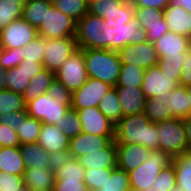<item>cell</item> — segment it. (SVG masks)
<instances>
[{
    "mask_svg": "<svg viewBox=\"0 0 191 191\" xmlns=\"http://www.w3.org/2000/svg\"><path fill=\"white\" fill-rule=\"evenodd\" d=\"M183 61L182 59H159L157 65L162 73H165L180 84Z\"/></svg>",
    "mask_w": 191,
    "mask_h": 191,
    "instance_id": "obj_48",
    "label": "cell"
},
{
    "mask_svg": "<svg viewBox=\"0 0 191 191\" xmlns=\"http://www.w3.org/2000/svg\"><path fill=\"white\" fill-rule=\"evenodd\" d=\"M125 1L126 0H97L89 5L88 12L103 17L104 12L119 9Z\"/></svg>",
    "mask_w": 191,
    "mask_h": 191,
    "instance_id": "obj_49",
    "label": "cell"
},
{
    "mask_svg": "<svg viewBox=\"0 0 191 191\" xmlns=\"http://www.w3.org/2000/svg\"><path fill=\"white\" fill-rule=\"evenodd\" d=\"M173 191H184V190L176 187Z\"/></svg>",
    "mask_w": 191,
    "mask_h": 191,
    "instance_id": "obj_67",
    "label": "cell"
},
{
    "mask_svg": "<svg viewBox=\"0 0 191 191\" xmlns=\"http://www.w3.org/2000/svg\"><path fill=\"white\" fill-rule=\"evenodd\" d=\"M37 143L48 153L69 149L70 138L59 127L42 123Z\"/></svg>",
    "mask_w": 191,
    "mask_h": 191,
    "instance_id": "obj_22",
    "label": "cell"
},
{
    "mask_svg": "<svg viewBox=\"0 0 191 191\" xmlns=\"http://www.w3.org/2000/svg\"><path fill=\"white\" fill-rule=\"evenodd\" d=\"M117 167L130 172L144 163L152 151L139 144H116Z\"/></svg>",
    "mask_w": 191,
    "mask_h": 191,
    "instance_id": "obj_18",
    "label": "cell"
},
{
    "mask_svg": "<svg viewBox=\"0 0 191 191\" xmlns=\"http://www.w3.org/2000/svg\"><path fill=\"white\" fill-rule=\"evenodd\" d=\"M7 70H5L1 65H0V91L5 90V75H6Z\"/></svg>",
    "mask_w": 191,
    "mask_h": 191,
    "instance_id": "obj_60",
    "label": "cell"
},
{
    "mask_svg": "<svg viewBox=\"0 0 191 191\" xmlns=\"http://www.w3.org/2000/svg\"><path fill=\"white\" fill-rule=\"evenodd\" d=\"M180 85L188 87L191 85V48L185 52V59L180 75Z\"/></svg>",
    "mask_w": 191,
    "mask_h": 191,
    "instance_id": "obj_54",
    "label": "cell"
},
{
    "mask_svg": "<svg viewBox=\"0 0 191 191\" xmlns=\"http://www.w3.org/2000/svg\"><path fill=\"white\" fill-rule=\"evenodd\" d=\"M113 169H85L84 183L88 190L100 189Z\"/></svg>",
    "mask_w": 191,
    "mask_h": 191,
    "instance_id": "obj_45",
    "label": "cell"
},
{
    "mask_svg": "<svg viewBox=\"0 0 191 191\" xmlns=\"http://www.w3.org/2000/svg\"><path fill=\"white\" fill-rule=\"evenodd\" d=\"M53 6L75 21L84 17L89 7L85 0H56Z\"/></svg>",
    "mask_w": 191,
    "mask_h": 191,
    "instance_id": "obj_41",
    "label": "cell"
},
{
    "mask_svg": "<svg viewBox=\"0 0 191 191\" xmlns=\"http://www.w3.org/2000/svg\"><path fill=\"white\" fill-rule=\"evenodd\" d=\"M55 79L60 81L71 93L81 88L88 80L83 49L72 54L55 73Z\"/></svg>",
    "mask_w": 191,
    "mask_h": 191,
    "instance_id": "obj_8",
    "label": "cell"
},
{
    "mask_svg": "<svg viewBox=\"0 0 191 191\" xmlns=\"http://www.w3.org/2000/svg\"><path fill=\"white\" fill-rule=\"evenodd\" d=\"M183 124L185 127L188 148H191V115H189L183 119Z\"/></svg>",
    "mask_w": 191,
    "mask_h": 191,
    "instance_id": "obj_58",
    "label": "cell"
},
{
    "mask_svg": "<svg viewBox=\"0 0 191 191\" xmlns=\"http://www.w3.org/2000/svg\"><path fill=\"white\" fill-rule=\"evenodd\" d=\"M53 191H88L84 179H55Z\"/></svg>",
    "mask_w": 191,
    "mask_h": 191,
    "instance_id": "obj_50",
    "label": "cell"
},
{
    "mask_svg": "<svg viewBox=\"0 0 191 191\" xmlns=\"http://www.w3.org/2000/svg\"><path fill=\"white\" fill-rule=\"evenodd\" d=\"M94 1H97V0H85V2L88 4V6H89L92 2H94Z\"/></svg>",
    "mask_w": 191,
    "mask_h": 191,
    "instance_id": "obj_66",
    "label": "cell"
},
{
    "mask_svg": "<svg viewBox=\"0 0 191 191\" xmlns=\"http://www.w3.org/2000/svg\"><path fill=\"white\" fill-rule=\"evenodd\" d=\"M100 191H131L129 174L116 167L112 170L111 176H107Z\"/></svg>",
    "mask_w": 191,
    "mask_h": 191,
    "instance_id": "obj_40",
    "label": "cell"
},
{
    "mask_svg": "<svg viewBox=\"0 0 191 191\" xmlns=\"http://www.w3.org/2000/svg\"><path fill=\"white\" fill-rule=\"evenodd\" d=\"M170 4L175 7H182L191 13V0H170Z\"/></svg>",
    "mask_w": 191,
    "mask_h": 191,
    "instance_id": "obj_59",
    "label": "cell"
},
{
    "mask_svg": "<svg viewBox=\"0 0 191 191\" xmlns=\"http://www.w3.org/2000/svg\"><path fill=\"white\" fill-rule=\"evenodd\" d=\"M77 21L52 6L46 9V16L38 29V35L45 39L75 37Z\"/></svg>",
    "mask_w": 191,
    "mask_h": 191,
    "instance_id": "obj_7",
    "label": "cell"
},
{
    "mask_svg": "<svg viewBox=\"0 0 191 191\" xmlns=\"http://www.w3.org/2000/svg\"><path fill=\"white\" fill-rule=\"evenodd\" d=\"M187 94L189 97V108H190V115H191V85L187 87Z\"/></svg>",
    "mask_w": 191,
    "mask_h": 191,
    "instance_id": "obj_61",
    "label": "cell"
},
{
    "mask_svg": "<svg viewBox=\"0 0 191 191\" xmlns=\"http://www.w3.org/2000/svg\"><path fill=\"white\" fill-rule=\"evenodd\" d=\"M88 191H100L99 189H94V190H88Z\"/></svg>",
    "mask_w": 191,
    "mask_h": 191,
    "instance_id": "obj_68",
    "label": "cell"
},
{
    "mask_svg": "<svg viewBox=\"0 0 191 191\" xmlns=\"http://www.w3.org/2000/svg\"><path fill=\"white\" fill-rule=\"evenodd\" d=\"M26 110H22L19 112H9L4 115H0V123L3 125H7L12 127L14 130L17 129L20 118L26 113Z\"/></svg>",
    "mask_w": 191,
    "mask_h": 191,
    "instance_id": "obj_56",
    "label": "cell"
},
{
    "mask_svg": "<svg viewBox=\"0 0 191 191\" xmlns=\"http://www.w3.org/2000/svg\"><path fill=\"white\" fill-rule=\"evenodd\" d=\"M76 111L81 121L82 132L115 137V125L99 111L98 107H88Z\"/></svg>",
    "mask_w": 191,
    "mask_h": 191,
    "instance_id": "obj_16",
    "label": "cell"
},
{
    "mask_svg": "<svg viewBox=\"0 0 191 191\" xmlns=\"http://www.w3.org/2000/svg\"><path fill=\"white\" fill-rule=\"evenodd\" d=\"M88 77L115 87L121 71L118 52L109 49H83Z\"/></svg>",
    "mask_w": 191,
    "mask_h": 191,
    "instance_id": "obj_2",
    "label": "cell"
},
{
    "mask_svg": "<svg viewBox=\"0 0 191 191\" xmlns=\"http://www.w3.org/2000/svg\"><path fill=\"white\" fill-rule=\"evenodd\" d=\"M0 191H29L23 176L0 171Z\"/></svg>",
    "mask_w": 191,
    "mask_h": 191,
    "instance_id": "obj_46",
    "label": "cell"
},
{
    "mask_svg": "<svg viewBox=\"0 0 191 191\" xmlns=\"http://www.w3.org/2000/svg\"><path fill=\"white\" fill-rule=\"evenodd\" d=\"M71 107V102H60L52 95L41 94L33 101L26 104L27 114L45 124H53L62 119L68 108Z\"/></svg>",
    "mask_w": 191,
    "mask_h": 191,
    "instance_id": "obj_6",
    "label": "cell"
},
{
    "mask_svg": "<svg viewBox=\"0 0 191 191\" xmlns=\"http://www.w3.org/2000/svg\"><path fill=\"white\" fill-rule=\"evenodd\" d=\"M20 145L16 130L0 123V147H18Z\"/></svg>",
    "mask_w": 191,
    "mask_h": 191,
    "instance_id": "obj_51",
    "label": "cell"
},
{
    "mask_svg": "<svg viewBox=\"0 0 191 191\" xmlns=\"http://www.w3.org/2000/svg\"><path fill=\"white\" fill-rule=\"evenodd\" d=\"M29 191H46V190L37 189V188H32V189H29Z\"/></svg>",
    "mask_w": 191,
    "mask_h": 191,
    "instance_id": "obj_65",
    "label": "cell"
},
{
    "mask_svg": "<svg viewBox=\"0 0 191 191\" xmlns=\"http://www.w3.org/2000/svg\"><path fill=\"white\" fill-rule=\"evenodd\" d=\"M23 61L21 48L2 49L0 48V65L5 70L19 66Z\"/></svg>",
    "mask_w": 191,
    "mask_h": 191,
    "instance_id": "obj_47",
    "label": "cell"
},
{
    "mask_svg": "<svg viewBox=\"0 0 191 191\" xmlns=\"http://www.w3.org/2000/svg\"><path fill=\"white\" fill-rule=\"evenodd\" d=\"M23 181L29 189L37 188L53 191L55 175L49 168H26L23 175Z\"/></svg>",
    "mask_w": 191,
    "mask_h": 191,
    "instance_id": "obj_25",
    "label": "cell"
},
{
    "mask_svg": "<svg viewBox=\"0 0 191 191\" xmlns=\"http://www.w3.org/2000/svg\"><path fill=\"white\" fill-rule=\"evenodd\" d=\"M114 140L116 144H139L151 150L159 148L157 126L144 112L122 117L115 125Z\"/></svg>",
    "mask_w": 191,
    "mask_h": 191,
    "instance_id": "obj_1",
    "label": "cell"
},
{
    "mask_svg": "<svg viewBox=\"0 0 191 191\" xmlns=\"http://www.w3.org/2000/svg\"><path fill=\"white\" fill-rule=\"evenodd\" d=\"M172 161L169 154L159 149L152 150L144 163L128 172L131 191H143L153 186L161 170L172 164Z\"/></svg>",
    "mask_w": 191,
    "mask_h": 191,
    "instance_id": "obj_4",
    "label": "cell"
},
{
    "mask_svg": "<svg viewBox=\"0 0 191 191\" xmlns=\"http://www.w3.org/2000/svg\"><path fill=\"white\" fill-rule=\"evenodd\" d=\"M18 68L25 70L29 74L31 80L36 74L44 69V66L42 63L23 60Z\"/></svg>",
    "mask_w": 191,
    "mask_h": 191,
    "instance_id": "obj_57",
    "label": "cell"
},
{
    "mask_svg": "<svg viewBox=\"0 0 191 191\" xmlns=\"http://www.w3.org/2000/svg\"><path fill=\"white\" fill-rule=\"evenodd\" d=\"M46 39L38 35L28 45L21 48V55L23 60L38 62L43 64L44 52H45Z\"/></svg>",
    "mask_w": 191,
    "mask_h": 191,
    "instance_id": "obj_42",
    "label": "cell"
},
{
    "mask_svg": "<svg viewBox=\"0 0 191 191\" xmlns=\"http://www.w3.org/2000/svg\"><path fill=\"white\" fill-rule=\"evenodd\" d=\"M25 0H0V30L22 18Z\"/></svg>",
    "mask_w": 191,
    "mask_h": 191,
    "instance_id": "obj_33",
    "label": "cell"
},
{
    "mask_svg": "<svg viewBox=\"0 0 191 191\" xmlns=\"http://www.w3.org/2000/svg\"><path fill=\"white\" fill-rule=\"evenodd\" d=\"M165 100V98L159 97L146 100L143 112L149 117L151 122L156 123L173 118Z\"/></svg>",
    "mask_w": 191,
    "mask_h": 191,
    "instance_id": "obj_34",
    "label": "cell"
},
{
    "mask_svg": "<svg viewBox=\"0 0 191 191\" xmlns=\"http://www.w3.org/2000/svg\"><path fill=\"white\" fill-rule=\"evenodd\" d=\"M146 30L135 20L110 29V50L118 52L126 45L147 42Z\"/></svg>",
    "mask_w": 191,
    "mask_h": 191,
    "instance_id": "obj_15",
    "label": "cell"
},
{
    "mask_svg": "<svg viewBox=\"0 0 191 191\" xmlns=\"http://www.w3.org/2000/svg\"><path fill=\"white\" fill-rule=\"evenodd\" d=\"M172 164L176 174V186L191 191V159L184 154L173 157Z\"/></svg>",
    "mask_w": 191,
    "mask_h": 191,
    "instance_id": "obj_32",
    "label": "cell"
},
{
    "mask_svg": "<svg viewBox=\"0 0 191 191\" xmlns=\"http://www.w3.org/2000/svg\"><path fill=\"white\" fill-rule=\"evenodd\" d=\"M42 122L30 117L27 112L20 118V123L16 129L21 145L26 143H36L41 131Z\"/></svg>",
    "mask_w": 191,
    "mask_h": 191,
    "instance_id": "obj_31",
    "label": "cell"
},
{
    "mask_svg": "<svg viewBox=\"0 0 191 191\" xmlns=\"http://www.w3.org/2000/svg\"><path fill=\"white\" fill-rule=\"evenodd\" d=\"M111 87L108 83L88 77L87 82L81 88L72 92L71 108L81 110L98 107L100 99Z\"/></svg>",
    "mask_w": 191,
    "mask_h": 191,
    "instance_id": "obj_14",
    "label": "cell"
},
{
    "mask_svg": "<svg viewBox=\"0 0 191 191\" xmlns=\"http://www.w3.org/2000/svg\"><path fill=\"white\" fill-rule=\"evenodd\" d=\"M52 6L43 0H25L22 18L38 30L45 19L46 9Z\"/></svg>",
    "mask_w": 191,
    "mask_h": 191,
    "instance_id": "obj_30",
    "label": "cell"
},
{
    "mask_svg": "<svg viewBox=\"0 0 191 191\" xmlns=\"http://www.w3.org/2000/svg\"><path fill=\"white\" fill-rule=\"evenodd\" d=\"M164 19L167 22L169 31L191 39V13L182 7L169 4L164 10Z\"/></svg>",
    "mask_w": 191,
    "mask_h": 191,
    "instance_id": "obj_23",
    "label": "cell"
},
{
    "mask_svg": "<svg viewBox=\"0 0 191 191\" xmlns=\"http://www.w3.org/2000/svg\"><path fill=\"white\" fill-rule=\"evenodd\" d=\"M110 27L100 16L87 13L77 21L75 39L79 49H109Z\"/></svg>",
    "mask_w": 191,
    "mask_h": 191,
    "instance_id": "obj_3",
    "label": "cell"
},
{
    "mask_svg": "<svg viewBox=\"0 0 191 191\" xmlns=\"http://www.w3.org/2000/svg\"><path fill=\"white\" fill-rule=\"evenodd\" d=\"M179 85L176 80L162 73L156 65L145 69L141 89L147 100L156 97L167 99Z\"/></svg>",
    "mask_w": 191,
    "mask_h": 191,
    "instance_id": "obj_11",
    "label": "cell"
},
{
    "mask_svg": "<svg viewBox=\"0 0 191 191\" xmlns=\"http://www.w3.org/2000/svg\"><path fill=\"white\" fill-rule=\"evenodd\" d=\"M158 130L159 150L172 158L188 148L183 119L172 118L155 123Z\"/></svg>",
    "mask_w": 191,
    "mask_h": 191,
    "instance_id": "obj_5",
    "label": "cell"
},
{
    "mask_svg": "<svg viewBox=\"0 0 191 191\" xmlns=\"http://www.w3.org/2000/svg\"><path fill=\"white\" fill-rule=\"evenodd\" d=\"M26 168H48L49 153L37 142L20 145Z\"/></svg>",
    "mask_w": 191,
    "mask_h": 191,
    "instance_id": "obj_28",
    "label": "cell"
},
{
    "mask_svg": "<svg viewBox=\"0 0 191 191\" xmlns=\"http://www.w3.org/2000/svg\"><path fill=\"white\" fill-rule=\"evenodd\" d=\"M26 167L18 147H0V171L23 176Z\"/></svg>",
    "mask_w": 191,
    "mask_h": 191,
    "instance_id": "obj_24",
    "label": "cell"
},
{
    "mask_svg": "<svg viewBox=\"0 0 191 191\" xmlns=\"http://www.w3.org/2000/svg\"><path fill=\"white\" fill-rule=\"evenodd\" d=\"M188 159H191V148H187L183 153Z\"/></svg>",
    "mask_w": 191,
    "mask_h": 191,
    "instance_id": "obj_62",
    "label": "cell"
},
{
    "mask_svg": "<svg viewBox=\"0 0 191 191\" xmlns=\"http://www.w3.org/2000/svg\"><path fill=\"white\" fill-rule=\"evenodd\" d=\"M134 9L135 7L126 0L119 9L112 10L111 12H104L102 17L107 23L108 27L114 28L119 25H126L134 19Z\"/></svg>",
    "mask_w": 191,
    "mask_h": 191,
    "instance_id": "obj_35",
    "label": "cell"
},
{
    "mask_svg": "<svg viewBox=\"0 0 191 191\" xmlns=\"http://www.w3.org/2000/svg\"><path fill=\"white\" fill-rule=\"evenodd\" d=\"M143 191H156V190L154 189V187H153V186H151L150 188L145 189V190H143Z\"/></svg>",
    "mask_w": 191,
    "mask_h": 191,
    "instance_id": "obj_64",
    "label": "cell"
},
{
    "mask_svg": "<svg viewBox=\"0 0 191 191\" xmlns=\"http://www.w3.org/2000/svg\"><path fill=\"white\" fill-rule=\"evenodd\" d=\"M145 69L131 64H122L115 87H141Z\"/></svg>",
    "mask_w": 191,
    "mask_h": 191,
    "instance_id": "obj_36",
    "label": "cell"
},
{
    "mask_svg": "<svg viewBox=\"0 0 191 191\" xmlns=\"http://www.w3.org/2000/svg\"><path fill=\"white\" fill-rule=\"evenodd\" d=\"M37 36L38 30L23 18H19L0 30V48H22Z\"/></svg>",
    "mask_w": 191,
    "mask_h": 191,
    "instance_id": "obj_10",
    "label": "cell"
},
{
    "mask_svg": "<svg viewBox=\"0 0 191 191\" xmlns=\"http://www.w3.org/2000/svg\"><path fill=\"white\" fill-rule=\"evenodd\" d=\"M159 59H185V52L191 48V39L168 31L155 43Z\"/></svg>",
    "mask_w": 191,
    "mask_h": 191,
    "instance_id": "obj_17",
    "label": "cell"
},
{
    "mask_svg": "<svg viewBox=\"0 0 191 191\" xmlns=\"http://www.w3.org/2000/svg\"><path fill=\"white\" fill-rule=\"evenodd\" d=\"M61 129V132L68 138L76 137L82 132L81 121L77 111L73 108H68L62 119L58 120L55 124Z\"/></svg>",
    "mask_w": 191,
    "mask_h": 191,
    "instance_id": "obj_39",
    "label": "cell"
},
{
    "mask_svg": "<svg viewBox=\"0 0 191 191\" xmlns=\"http://www.w3.org/2000/svg\"><path fill=\"white\" fill-rule=\"evenodd\" d=\"M165 101L168 103L169 112L173 118L184 119L190 115L187 87L179 85L172 90Z\"/></svg>",
    "mask_w": 191,
    "mask_h": 191,
    "instance_id": "obj_27",
    "label": "cell"
},
{
    "mask_svg": "<svg viewBox=\"0 0 191 191\" xmlns=\"http://www.w3.org/2000/svg\"><path fill=\"white\" fill-rule=\"evenodd\" d=\"M114 138L81 132L76 137L70 138L69 152L71 157L78 158L106 147Z\"/></svg>",
    "mask_w": 191,
    "mask_h": 191,
    "instance_id": "obj_20",
    "label": "cell"
},
{
    "mask_svg": "<svg viewBox=\"0 0 191 191\" xmlns=\"http://www.w3.org/2000/svg\"><path fill=\"white\" fill-rule=\"evenodd\" d=\"M129 2L134 7L157 8V9H160V10H163V11L170 4V0H129Z\"/></svg>",
    "mask_w": 191,
    "mask_h": 191,
    "instance_id": "obj_55",
    "label": "cell"
},
{
    "mask_svg": "<svg viewBox=\"0 0 191 191\" xmlns=\"http://www.w3.org/2000/svg\"><path fill=\"white\" fill-rule=\"evenodd\" d=\"M54 175L55 179H84L85 169L77 158L70 157Z\"/></svg>",
    "mask_w": 191,
    "mask_h": 191,
    "instance_id": "obj_43",
    "label": "cell"
},
{
    "mask_svg": "<svg viewBox=\"0 0 191 191\" xmlns=\"http://www.w3.org/2000/svg\"><path fill=\"white\" fill-rule=\"evenodd\" d=\"M122 64H131L143 69L156 66L159 60L154 43L129 44L118 51Z\"/></svg>",
    "mask_w": 191,
    "mask_h": 191,
    "instance_id": "obj_13",
    "label": "cell"
},
{
    "mask_svg": "<svg viewBox=\"0 0 191 191\" xmlns=\"http://www.w3.org/2000/svg\"><path fill=\"white\" fill-rule=\"evenodd\" d=\"M84 169H114L117 167L115 140L106 147L86 153L77 158Z\"/></svg>",
    "mask_w": 191,
    "mask_h": 191,
    "instance_id": "obj_19",
    "label": "cell"
},
{
    "mask_svg": "<svg viewBox=\"0 0 191 191\" xmlns=\"http://www.w3.org/2000/svg\"><path fill=\"white\" fill-rule=\"evenodd\" d=\"M29 83L30 76L25 70L19 69L18 66L7 70L5 75V86L7 90L23 94Z\"/></svg>",
    "mask_w": 191,
    "mask_h": 191,
    "instance_id": "obj_38",
    "label": "cell"
},
{
    "mask_svg": "<svg viewBox=\"0 0 191 191\" xmlns=\"http://www.w3.org/2000/svg\"><path fill=\"white\" fill-rule=\"evenodd\" d=\"M55 80V73L48 71L44 68L41 72L36 74L31 80L26 89L24 90L22 96L25 103L33 101L37 96L41 94H46L48 88Z\"/></svg>",
    "mask_w": 191,
    "mask_h": 191,
    "instance_id": "obj_26",
    "label": "cell"
},
{
    "mask_svg": "<svg viewBox=\"0 0 191 191\" xmlns=\"http://www.w3.org/2000/svg\"><path fill=\"white\" fill-rule=\"evenodd\" d=\"M99 111L107 117L114 125L122 118V110L116 87H111L100 99Z\"/></svg>",
    "mask_w": 191,
    "mask_h": 191,
    "instance_id": "obj_29",
    "label": "cell"
},
{
    "mask_svg": "<svg viewBox=\"0 0 191 191\" xmlns=\"http://www.w3.org/2000/svg\"><path fill=\"white\" fill-rule=\"evenodd\" d=\"M134 19L146 30L147 41L155 43L169 31L164 11L157 8L135 7Z\"/></svg>",
    "mask_w": 191,
    "mask_h": 191,
    "instance_id": "obj_12",
    "label": "cell"
},
{
    "mask_svg": "<svg viewBox=\"0 0 191 191\" xmlns=\"http://www.w3.org/2000/svg\"><path fill=\"white\" fill-rule=\"evenodd\" d=\"M153 187L156 191H173L176 186V174L174 165L163 168L155 180Z\"/></svg>",
    "mask_w": 191,
    "mask_h": 191,
    "instance_id": "obj_44",
    "label": "cell"
},
{
    "mask_svg": "<svg viewBox=\"0 0 191 191\" xmlns=\"http://www.w3.org/2000/svg\"><path fill=\"white\" fill-rule=\"evenodd\" d=\"M70 157L69 149L51 152L48 158V168L56 172Z\"/></svg>",
    "mask_w": 191,
    "mask_h": 191,
    "instance_id": "obj_53",
    "label": "cell"
},
{
    "mask_svg": "<svg viewBox=\"0 0 191 191\" xmlns=\"http://www.w3.org/2000/svg\"><path fill=\"white\" fill-rule=\"evenodd\" d=\"M122 110V117L134 115L144 111L146 97L141 87H116Z\"/></svg>",
    "mask_w": 191,
    "mask_h": 191,
    "instance_id": "obj_21",
    "label": "cell"
},
{
    "mask_svg": "<svg viewBox=\"0 0 191 191\" xmlns=\"http://www.w3.org/2000/svg\"><path fill=\"white\" fill-rule=\"evenodd\" d=\"M22 110H26L22 94L7 89L0 91V115Z\"/></svg>",
    "mask_w": 191,
    "mask_h": 191,
    "instance_id": "obj_37",
    "label": "cell"
},
{
    "mask_svg": "<svg viewBox=\"0 0 191 191\" xmlns=\"http://www.w3.org/2000/svg\"><path fill=\"white\" fill-rule=\"evenodd\" d=\"M47 93L60 102H71L72 93L57 79L52 82Z\"/></svg>",
    "mask_w": 191,
    "mask_h": 191,
    "instance_id": "obj_52",
    "label": "cell"
},
{
    "mask_svg": "<svg viewBox=\"0 0 191 191\" xmlns=\"http://www.w3.org/2000/svg\"><path fill=\"white\" fill-rule=\"evenodd\" d=\"M43 1H45V2H47V3H50V4H53V5H54V3L56 2V0H43Z\"/></svg>",
    "mask_w": 191,
    "mask_h": 191,
    "instance_id": "obj_63",
    "label": "cell"
},
{
    "mask_svg": "<svg viewBox=\"0 0 191 191\" xmlns=\"http://www.w3.org/2000/svg\"><path fill=\"white\" fill-rule=\"evenodd\" d=\"M45 48L43 66L54 73L79 49L75 37L46 39Z\"/></svg>",
    "mask_w": 191,
    "mask_h": 191,
    "instance_id": "obj_9",
    "label": "cell"
}]
</instances>
